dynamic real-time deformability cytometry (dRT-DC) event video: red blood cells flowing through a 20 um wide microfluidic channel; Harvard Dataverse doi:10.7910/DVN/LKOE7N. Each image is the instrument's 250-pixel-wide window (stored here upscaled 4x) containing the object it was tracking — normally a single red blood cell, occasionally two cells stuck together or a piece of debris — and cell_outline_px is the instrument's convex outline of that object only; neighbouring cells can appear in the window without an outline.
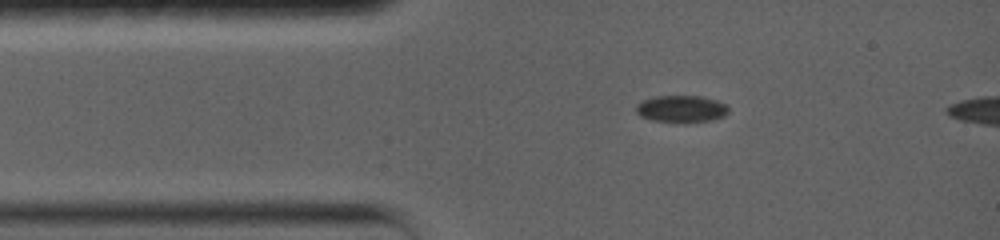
{"species": "common noctule bat (a hibernating species)", "species_latin": "Nyctalus noctula", "temperature_condition": "warm", "stored_images_in_passage": 38, "camera_frame_rate_fps": 5000, "um_per_image_px": 0.085, "animal": {"sex": "female", "body_mass_g": 19.0, "forearm_length_mm": 56.7}, "frame": {"image": 1, "passage_image": 1, "time_ms": 0.0, "image_size_px": [1000, 240], "cell_outline_px": [[728, 112], [724, 116], [712, 120], [684, 124], [652, 120], [640, 116], [636, 112], [636, 104], [652, 96], [700, 96], [716, 100], [724, 104], [728, 108]], "centroid_in_image_um": [57.89, 9.28], "position_along_channel_um": 27.1, "area_um2": 14.8}}
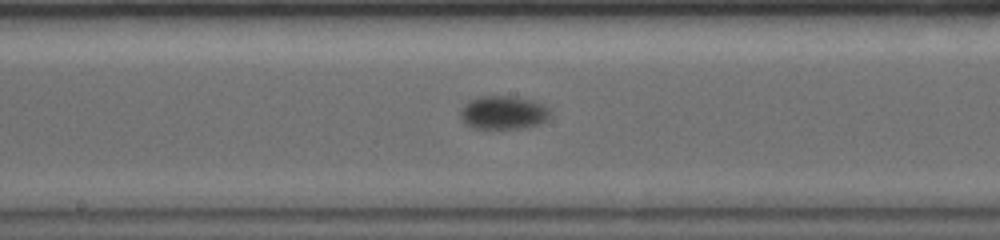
{"frame": {"image": 2, "passage_image": 16, "time_ms": 5.6, "image_size_px": [1000, 240], "cell_outline_px": [[548, 116], [544, 120], [536, 124], [520, 128], [476, 128], [464, 124], [460, 116], [460, 112], [464, 104], [468, 100], [480, 96], [512, 96], [532, 100], [544, 104], [548, 108]], "centroid_in_image_um": [42.72, 9.55], "position_along_channel_um": 205.5, "area_um2": 17.28}}
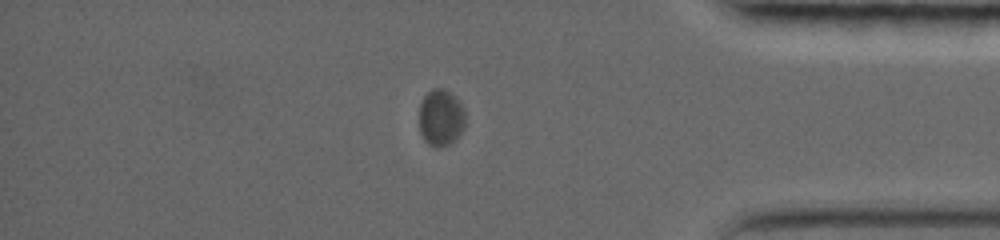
{"frame": {"image": 3, "passage_image": 32, "time_ms": 11.6, "image_size_px": [1000, 240], "cell_outline_px": [[464, 112], [460, 128], [444, 144], [436, 144], [428, 140], [424, 136], [420, 124], [420, 108], [424, 96], [428, 92], [436, 88], [440, 88], [452, 96], [460, 104]], "centroid_in_image_um": [37.41, 9.88], "position_along_channel_um": 397.8, "area_um2": 13.18}}